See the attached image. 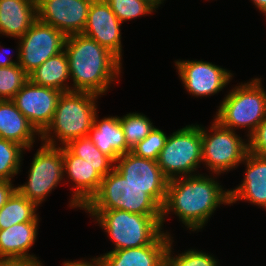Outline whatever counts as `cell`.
<instances>
[{
  "label": "cell",
  "instance_id": "6da1fadb",
  "mask_svg": "<svg viewBox=\"0 0 266 266\" xmlns=\"http://www.w3.org/2000/svg\"><path fill=\"white\" fill-rule=\"evenodd\" d=\"M217 176L209 172V176L203 173L170 179L161 208L162 228L168 214L173 213L187 230L199 232L217 208L229 206L230 190L220 185Z\"/></svg>",
  "mask_w": 266,
  "mask_h": 266
},
{
  "label": "cell",
  "instance_id": "7a4b0ae2",
  "mask_svg": "<svg viewBox=\"0 0 266 266\" xmlns=\"http://www.w3.org/2000/svg\"><path fill=\"white\" fill-rule=\"evenodd\" d=\"M64 50L73 82L71 91L102 96L114 82L120 80L122 62L94 39L82 33L69 35Z\"/></svg>",
  "mask_w": 266,
  "mask_h": 266
},
{
  "label": "cell",
  "instance_id": "3957f363",
  "mask_svg": "<svg viewBox=\"0 0 266 266\" xmlns=\"http://www.w3.org/2000/svg\"><path fill=\"white\" fill-rule=\"evenodd\" d=\"M100 97L89 92H62L52 121L41 133V143L60 147L74 139L88 136L98 112L96 103Z\"/></svg>",
  "mask_w": 266,
  "mask_h": 266
},
{
  "label": "cell",
  "instance_id": "277c9868",
  "mask_svg": "<svg viewBox=\"0 0 266 266\" xmlns=\"http://www.w3.org/2000/svg\"><path fill=\"white\" fill-rule=\"evenodd\" d=\"M84 211L113 241L111 251L151 245L164 233L161 215H141L120 209Z\"/></svg>",
  "mask_w": 266,
  "mask_h": 266
},
{
  "label": "cell",
  "instance_id": "5b68a950",
  "mask_svg": "<svg viewBox=\"0 0 266 266\" xmlns=\"http://www.w3.org/2000/svg\"><path fill=\"white\" fill-rule=\"evenodd\" d=\"M261 79L251 78L231 88L217 107L214 119L234 131L246 128L248 138L266 118V91Z\"/></svg>",
  "mask_w": 266,
  "mask_h": 266
},
{
  "label": "cell",
  "instance_id": "8992f818",
  "mask_svg": "<svg viewBox=\"0 0 266 266\" xmlns=\"http://www.w3.org/2000/svg\"><path fill=\"white\" fill-rule=\"evenodd\" d=\"M117 209L141 215H161V207L142 188L130 184L114 168L103 177L98 192L82 210Z\"/></svg>",
  "mask_w": 266,
  "mask_h": 266
},
{
  "label": "cell",
  "instance_id": "52a82bcc",
  "mask_svg": "<svg viewBox=\"0 0 266 266\" xmlns=\"http://www.w3.org/2000/svg\"><path fill=\"white\" fill-rule=\"evenodd\" d=\"M157 163L170 180L200 174L202 164L201 125L189 124L168 135Z\"/></svg>",
  "mask_w": 266,
  "mask_h": 266
},
{
  "label": "cell",
  "instance_id": "ba28073f",
  "mask_svg": "<svg viewBox=\"0 0 266 266\" xmlns=\"http://www.w3.org/2000/svg\"><path fill=\"white\" fill-rule=\"evenodd\" d=\"M208 128L201 125L202 164L210 174L218 176L237 168L248 153V139H242L215 119Z\"/></svg>",
  "mask_w": 266,
  "mask_h": 266
},
{
  "label": "cell",
  "instance_id": "9c48e42d",
  "mask_svg": "<svg viewBox=\"0 0 266 266\" xmlns=\"http://www.w3.org/2000/svg\"><path fill=\"white\" fill-rule=\"evenodd\" d=\"M28 171V181L16 190L38 207L64 180L62 146L40 144ZM55 188V189H54Z\"/></svg>",
  "mask_w": 266,
  "mask_h": 266
},
{
  "label": "cell",
  "instance_id": "30bf717a",
  "mask_svg": "<svg viewBox=\"0 0 266 266\" xmlns=\"http://www.w3.org/2000/svg\"><path fill=\"white\" fill-rule=\"evenodd\" d=\"M67 36L40 20H36L20 42L18 64L29 75L43 62L64 50Z\"/></svg>",
  "mask_w": 266,
  "mask_h": 266
},
{
  "label": "cell",
  "instance_id": "8fae6325",
  "mask_svg": "<svg viewBox=\"0 0 266 266\" xmlns=\"http://www.w3.org/2000/svg\"><path fill=\"white\" fill-rule=\"evenodd\" d=\"M176 72L188 94L209 97L222 91L233 79L226 68L201 60H175Z\"/></svg>",
  "mask_w": 266,
  "mask_h": 266
},
{
  "label": "cell",
  "instance_id": "7c38bea8",
  "mask_svg": "<svg viewBox=\"0 0 266 266\" xmlns=\"http://www.w3.org/2000/svg\"><path fill=\"white\" fill-rule=\"evenodd\" d=\"M114 168L130 184L142 188L144 193H147L162 208L169 179L163 174L157 161L127 152L119 156Z\"/></svg>",
  "mask_w": 266,
  "mask_h": 266
},
{
  "label": "cell",
  "instance_id": "4fadbf2b",
  "mask_svg": "<svg viewBox=\"0 0 266 266\" xmlns=\"http://www.w3.org/2000/svg\"><path fill=\"white\" fill-rule=\"evenodd\" d=\"M93 0H38L37 19L66 36L83 32Z\"/></svg>",
  "mask_w": 266,
  "mask_h": 266
},
{
  "label": "cell",
  "instance_id": "5bb4252c",
  "mask_svg": "<svg viewBox=\"0 0 266 266\" xmlns=\"http://www.w3.org/2000/svg\"><path fill=\"white\" fill-rule=\"evenodd\" d=\"M61 91L28 80L12 101L41 134L52 121Z\"/></svg>",
  "mask_w": 266,
  "mask_h": 266
},
{
  "label": "cell",
  "instance_id": "9a60e30c",
  "mask_svg": "<svg viewBox=\"0 0 266 266\" xmlns=\"http://www.w3.org/2000/svg\"><path fill=\"white\" fill-rule=\"evenodd\" d=\"M121 26L122 22L105 0H93L82 34L94 39L122 62Z\"/></svg>",
  "mask_w": 266,
  "mask_h": 266
},
{
  "label": "cell",
  "instance_id": "2e32d148",
  "mask_svg": "<svg viewBox=\"0 0 266 266\" xmlns=\"http://www.w3.org/2000/svg\"><path fill=\"white\" fill-rule=\"evenodd\" d=\"M62 155L64 179L70 180L73 186L68 206L81 210L98 192L103 176L87 161L75 156L66 146H62Z\"/></svg>",
  "mask_w": 266,
  "mask_h": 266
},
{
  "label": "cell",
  "instance_id": "e0dca14e",
  "mask_svg": "<svg viewBox=\"0 0 266 266\" xmlns=\"http://www.w3.org/2000/svg\"><path fill=\"white\" fill-rule=\"evenodd\" d=\"M242 164L246 166L244 178L230 189V206L244 200L266 210V156L248 152Z\"/></svg>",
  "mask_w": 266,
  "mask_h": 266
},
{
  "label": "cell",
  "instance_id": "ac0fdd59",
  "mask_svg": "<svg viewBox=\"0 0 266 266\" xmlns=\"http://www.w3.org/2000/svg\"><path fill=\"white\" fill-rule=\"evenodd\" d=\"M39 222L14 224L0 230V260H24L42 264L37 256L30 254L38 235Z\"/></svg>",
  "mask_w": 266,
  "mask_h": 266
},
{
  "label": "cell",
  "instance_id": "d6986e66",
  "mask_svg": "<svg viewBox=\"0 0 266 266\" xmlns=\"http://www.w3.org/2000/svg\"><path fill=\"white\" fill-rule=\"evenodd\" d=\"M170 232H164L151 245L107 251L101 254L105 266H165Z\"/></svg>",
  "mask_w": 266,
  "mask_h": 266
},
{
  "label": "cell",
  "instance_id": "ffe728a7",
  "mask_svg": "<svg viewBox=\"0 0 266 266\" xmlns=\"http://www.w3.org/2000/svg\"><path fill=\"white\" fill-rule=\"evenodd\" d=\"M41 134L16 107L12 100H0V138L31 150Z\"/></svg>",
  "mask_w": 266,
  "mask_h": 266
},
{
  "label": "cell",
  "instance_id": "44dd1931",
  "mask_svg": "<svg viewBox=\"0 0 266 266\" xmlns=\"http://www.w3.org/2000/svg\"><path fill=\"white\" fill-rule=\"evenodd\" d=\"M36 20V0H0L1 37L18 39Z\"/></svg>",
  "mask_w": 266,
  "mask_h": 266
},
{
  "label": "cell",
  "instance_id": "7402d4cb",
  "mask_svg": "<svg viewBox=\"0 0 266 266\" xmlns=\"http://www.w3.org/2000/svg\"><path fill=\"white\" fill-rule=\"evenodd\" d=\"M98 113L95 114L88 136L99 151L115 162L120 155L130 152L131 148L126 143L119 116L98 119Z\"/></svg>",
  "mask_w": 266,
  "mask_h": 266
},
{
  "label": "cell",
  "instance_id": "603a6c76",
  "mask_svg": "<svg viewBox=\"0 0 266 266\" xmlns=\"http://www.w3.org/2000/svg\"><path fill=\"white\" fill-rule=\"evenodd\" d=\"M28 76L34 84L61 92L71 91V83L68 82L70 80L69 61L65 50L47 59Z\"/></svg>",
  "mask_w": 266,
  "mask_h": 266
},
{
  "label": "cell",
  "instance_id": "cb8c5ba5",
  "mask_svg": "<svg viewBox=\"0 0 266 266\" xmlns=\"http://www.w3.org/2000/svg\"><path fill=\"white\" fill-rule=\"evenodd\" d=\"M37 208L34 202L16 190L0 209V230L18 223L40 222Z\"/></svg>",
  "mask_w": 266,
  "mask_h": 266
},
{
  "label": "cell",
  "instance_id": "d4e9b609",
  "mask_svg": "<svg viewBox=\"0 0 266 266\" xmlns=\"http://www.w3.org/2000/svg\"><path fill=\"white\" fill-rule=\"evenodd\" d=\"M66 147L82 160L87 161L103 177L114 169V161L94 145L89 136L70 141Z\"/></svg>",
  "mask_w": 266,
  "mask_h": 266
},
{
  "label": "cell",
  "instance_id": "484cf974",
  "mask_svg": "<svg viewBox=\"0 0 266 266\" xmlns=\"http://www.w3.org/2000/svg\"><path fill=\"white\" fill-rule=\"evenodd\" d=\"M23 152L21 145L0 138V180L13 181L21 172Z\"/></svg>",
  "mask_w": 266,
  "mask_h": 266
},
{
  "label": "cell",
  "instance_id": "4316f807",
  "mask_svg": "<svg viewBox=\"0 0 266 266\" xmlns=\"http://www.w3.org/2000/svg\"><path fill=\"white\" fill-rule=\"evenodd\" d=\"M127 145L132 148L149 135L155 127L152 120L143 113H127L123 117L119 116Z\"/></svg>",
  "mask_w": 266,
  "mask_h": 266
},
{
  "label": "cell",
  "instance_id": "83f0119b",
  "mask_svg": "<svg viewBox=\"0 0 266 266\" xmlns=\"http://www.w3.org/2000/svg\"><path fill=\"white\" fill-rule=\"evenodd\" d=\"M173 242L171 237L165 254V266H219V261L214 255L195 248L174 254Z\"/></svg>",
  "mask_w": 266,
  "mask_h": 266
},
{
  "label": "cell",
  "instance_id": "f1b7e54d",
  "mask_svg": "<svg viewBox=\"0 0 266 266\" xmlns=\"http://www.w3.org/2000/svg\"><path fill=\"white\" fill-rule=\"evenodd\" d=\"M28 80V74L18 63L0 67V100H12Z\"/></svg>",
  "mask_w": 266,
  "mask_h": 266
},
{
  "label": "cell",
  "instance_id": "f546056e",
  "mask_svg": "<svg viewBox=\"0 0 266 266\" xmlns=\"http://www.w3.org/2000/svg\"><path fill=\"white\" fill-rule=\"evenodd\" d=\"M120 22L151 15L156 9L145 0H105Z\"/></svg>",
  "mask_w": 266,
  "mask_h": 266
},
{
  "label": "cell",
  "instance_id": "4dcf8cb0",
  "mask_svg": "<svg viewBox=\"0 0 266 266\" xmlns=\"http://www.w3.org/2000/svg\"><path fill=\"white\" fill-rule=\"evenodd\" d=\"M167 137L163 130L155 126L147 137L131 148L130 152L135 156L157 161Z\"/></svg>",
  "mask_w": 266,
  "mask_h": 266
},
{
  "label": "cell",
  "instance_id": "1f68e13d",
  "mask_svg": "<svg viewBox=\"0 0 266 266\" xmlns=\"http://www.w3.org/2000/svg\"><path fill=\"white\" fill-rule=\"evenodd\" d=\"M247 139L248 152L259 156H266V118Z\"/></svg>",
  "mask_w": 266,
  "mask_h": 266
},
{
  "label": "cell",
  "instance_id": "d6a6232c",
  "mask_svg": "<svg viewBox=\"0 0 266 266\" xmlns=\"http://www.w3.org/2000/svg\"><path fill=\"white\" fill-rule=\"evenodd\" d=\"M16 191L13 181L0 180V209Z\"/></svg>",
  "mask_w": 266,
  "mask_h": 266
},
{
  "label": "cell",
  "instance_id": "836d02e7",
  "mask_svg": "<svg viewBox=\"0 0 266 266\" xmlns=\"http://www.w3.org/2000/svg\"><path fill=\"white\" fill-rule=\"evenodd\" d=\"M63 266H105V263L102 259V256H97V257H93L92 259H90V261L88 260H73V261H64L62 263Z\"/></svg>",
  "mask_w": 266,
  "mask_h": 266
},
{
  "label": "cell",
  "instance_id": "e575fe53",
  "mask_svg": "<svg viewBox=\"0 0 266 266\" xmlns=\"http://www.w3.org/2000/svg\"><path fill=\"white\" fill-rule=\"evenodd\" d=\"M18 44L19 45L16 47L17 48L16 49L17 50L16 51V54H17L16 55V60L12 59V56H9L11 53L8 54V57L4 59L2 56H4L3 54L7 53L8 51L4 50V47H2L0 45V48L4 50V51L0 50V67H7V66H11V65H14V64L18 63V61H19V48H20V42L19 41H18ZM5 56H7V54H5Z\"/></svg>",
  "mask_w": 266,
  "mask_h": 266
},
{
  "label": "cell",
  "instance_id": "d590c367",
  "mask_svg": "<svg viewBox=\"0 0 266 266\" xmlns=\"http://www.w3.org/2000/svg\"><path fill=\"white\" fill-rule=\"evenodd\" d=\"M44 264H35L24 260H0V266H43Z\"/></svg>",
  "mask_w": 266,
  "mask_h": 266
},
{
  "label": "cell",
  "instance_id": "8d00e7d4",
  "mask_svg": "<svg viewBox=\"0 0 266 266\" xmlns=\"http://www.w3.org/2000/svg\"><path fill=\"white\" fill-rule=\"evenodd\" d=\"M251 2L266 17V0H251Z\"/></svg>",
  "mask_w": 266,
  "mask_h": 266
},
{
  "label": "cell",
  "instance_id": "74e56055",
  "mask_svg": "<svg viewBox=\"0 0 266 266\" xmlns=\"http://www.w3.org/2000/svg\"><path fill=\"white\" fill-rule=\"evenodd\" d=\"M147 1L151 6H153L156 10L160 5L164 3L165 0H145Z\"/></svg>",
  "mask_w": 266,
  "mask_h": 266
}]
</instances>
